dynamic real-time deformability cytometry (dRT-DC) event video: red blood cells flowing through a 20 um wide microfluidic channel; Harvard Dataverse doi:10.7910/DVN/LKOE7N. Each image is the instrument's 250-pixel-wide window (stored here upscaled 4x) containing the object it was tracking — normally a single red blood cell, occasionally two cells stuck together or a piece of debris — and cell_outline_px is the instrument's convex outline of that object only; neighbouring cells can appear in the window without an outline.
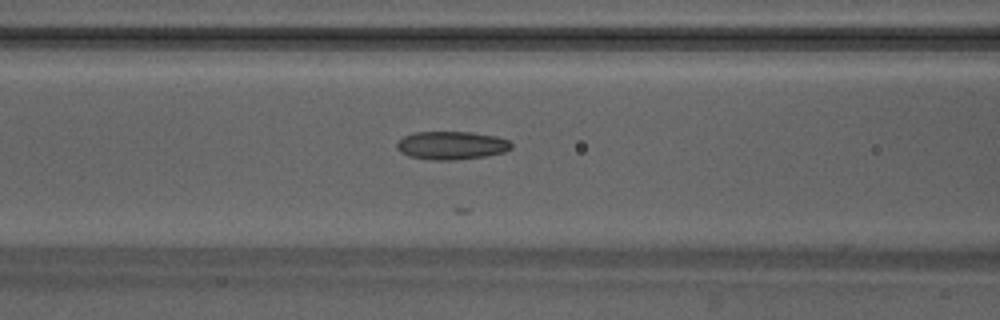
{"species": "Egyptian fruit bat (a non-hibernating species)", "species_latin": "Rousettus aegyptiacus", "temperature_condition": "warm", "stored_images_in_passage": 17, "camera_frame_rate_fps": 3000, "um_per_image_px": 0.085, "animal": {"sex": "male"}, "frame": {"image": 1, "passage_image": 9, "time_ms": 2.667, "image_size_px": [1000, 320], "cell_outline_px": [[512, 148], [504, 152], [484, 156], [452, 160], [432, 160], [408, 156], [400, 152], [396, 148], [396, 144], [404, 136], [416, 132], [472, 132], [496, 136], [508, 140], [512, 144]], "centroid_in_image_um": [38.37, 12.36], "position_along_channel_um": 128.2, "area_um2": 18.79}}